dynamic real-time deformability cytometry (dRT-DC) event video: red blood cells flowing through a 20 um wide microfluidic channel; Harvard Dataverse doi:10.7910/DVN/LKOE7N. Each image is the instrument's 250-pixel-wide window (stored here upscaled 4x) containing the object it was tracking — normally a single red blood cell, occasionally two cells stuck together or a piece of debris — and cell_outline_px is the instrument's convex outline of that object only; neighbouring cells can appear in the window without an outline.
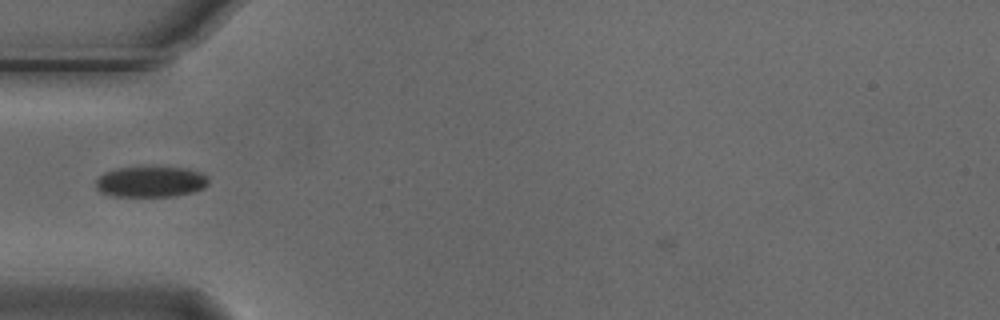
{"species": "Egyptian fruit bat (a non-hibernating species)", "species_latin": "Rousettus aegyptiacus", "temperature_condition": "cold", "stored_images_in_passage": 7, "camera_frame_rate_fps": 3000, "um_per_image_px": 0.085, "animal": {"sex": "male"}, "frame": {"image": 1, "passage_image": 4, "time_ms": 1.0, "image_size_px": [1000, 320], "cell_outline_px": [[208, 184], [204, 188], [192, 192], [176, 196], [112, 196], [100, 192], [96, 188], [96, 180], [104, 172], [116, 168], [188, 168], [200, 172], [208, 176]], "centroid_in_image_um": [12.82, 15.46], "position_along_channel_um": 72.2, "area_um2": 20.11}}
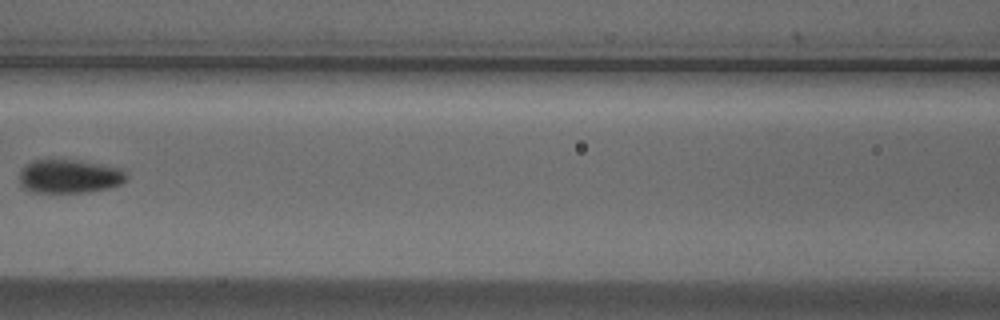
{"frame": {"image": 2, "passage_image": 6, "time_ms": 1.667, "image_size_px": [1000, 320], "cell_outline_px": [[128, 180], [120, 184], [108, 188], [88, 192], [32, 192], [24, 188], [20, 184], [20, 168], [32, 160], [76, 160], [100, 164], [120, 168], [128, 176]], "centroid_in_image_um": [5.89, 14.99], "position_along_channel_um": 160.7, "area_um2": 21.04}}
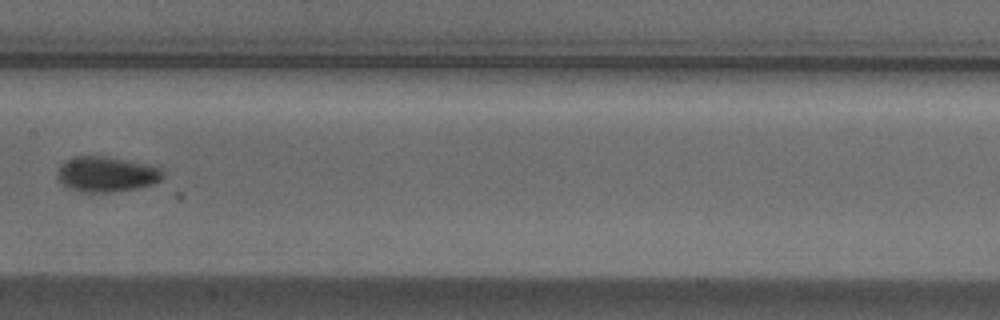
{"frame": {"image": 3, "passage_image": 7, "time_ms": 2.0, "image_size_px": [1000, 320], "cell_outline_px": [[164, 176], [160, 180], [152, 184], [136, 188], [108, 192], [80, 192], [64, 184], [60, 180], [56, 172], [60, 164], [64, 160], [72, 156], [104, 156], [160, 164], [164, 172]], "centroid_in_image_um": [9.12, 14.76], "position_along_channel_um": 198.3, "area_um2": 22.2}}